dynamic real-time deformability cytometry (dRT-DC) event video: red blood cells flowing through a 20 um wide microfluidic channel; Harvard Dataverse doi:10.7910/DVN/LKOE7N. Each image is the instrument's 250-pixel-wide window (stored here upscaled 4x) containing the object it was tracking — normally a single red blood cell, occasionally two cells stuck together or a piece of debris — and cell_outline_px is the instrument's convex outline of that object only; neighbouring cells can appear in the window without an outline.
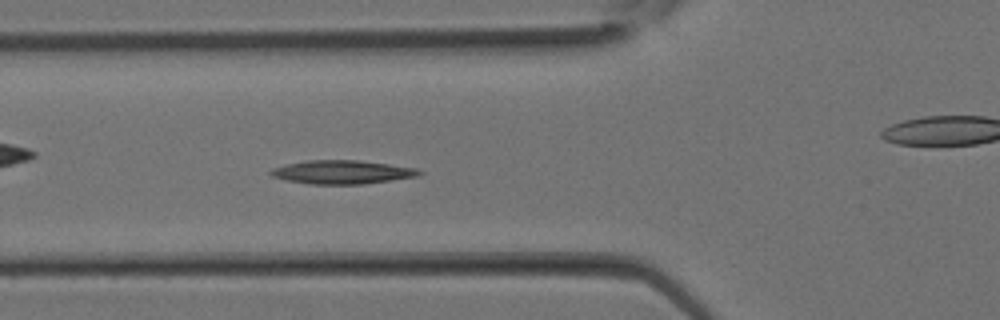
{"species": "Egyptian fruit bat (a non-hibernating species)", "species_latin": "Rousettus aegyptiacus", "temperature_condition": "room temperature", "stored_images_in_passage": 13, "segment_of_instrument_passage": [1, 2], "camera_frame_rate_fps": 3000, "um_per_image_px": 0.085, "animal": {"sex": "female"}, "frame": {"image": 1, "passage_image": 10, "time_ms": 3.0, "image_size_px": [1000, 320], "cell_outline_px": [[424, 172], [420, 176], [360, 184], [308, 184], [288, 180], [272, 176], [268, 172], [272, 168], [288, 164], [308, 160], [360, 160], [416, 168]], "centroid_in_image_um": [29.1, 14.62], "position_along_channel_um": 96.7, "area_um2": 20.29}}